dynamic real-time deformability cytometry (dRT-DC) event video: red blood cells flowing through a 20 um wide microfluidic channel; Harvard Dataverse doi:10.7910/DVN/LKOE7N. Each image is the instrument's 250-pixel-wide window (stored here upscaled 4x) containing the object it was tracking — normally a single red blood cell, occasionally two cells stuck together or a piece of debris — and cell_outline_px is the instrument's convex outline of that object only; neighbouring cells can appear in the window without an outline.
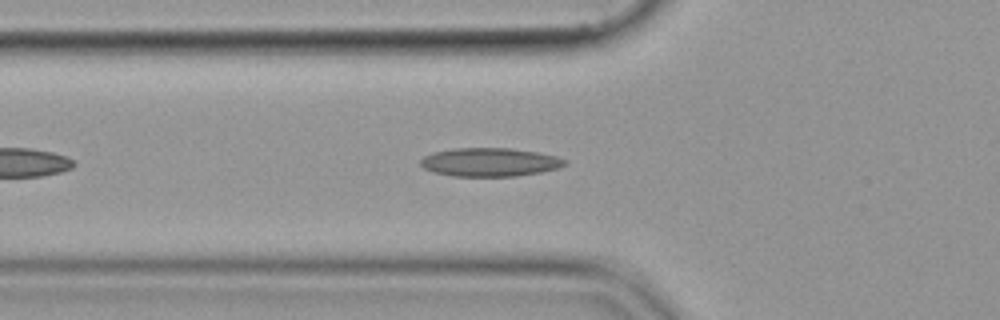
{"species": "common noctule bat (a hibernating species)", "species_latin": "Nyctalus noctula", "temperature_condition": "cold", "stored_images_in_passage": 39, "camera_frame_rate_fps": 3000, "um_per_image_px": 0.085, "animal": {"sex": "female", "body_mass_g": 19.9}, "frame": {"image": 1, "passage_image": 8, "time_ms": 2.333, "image_size_px": [1000, 320], "cell_outline_px": [[568, 164], [560, 168], [540, 172], [516, 176], [452, 176], [436, 172], [424, 168], [420, 164], [420, 160], [424, 156], [432, 152], [452, 148], [512, 148], [536, 152], [556, 156], [564, 160]], "centroid_in_image_um": [41.63, 13.78], "position_along_channel_um": 84.2, "area_um2": 23.99}}
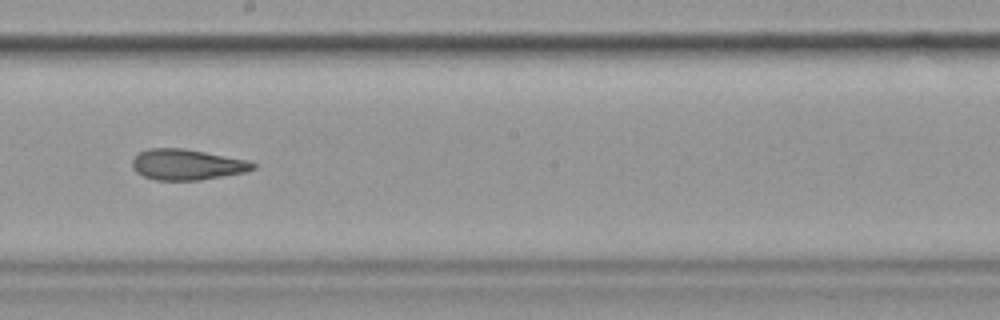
{"frame": {"image": 2, "passage_image": 20, "time_ms": 6.333, "image_size_px": [1000, 320], "cell_outline_px": [[256, 168], [244, 172], [200, 180], [156, 180], [144, 176], [136, 172], [132, 168], [132, 160], [140, 152], [148, 148], [184, 148], [248, 160], [256, 164]], "centroid_in_image_um": [15.88, 13.98], "position_along_channel_um": 232.3, "area_um2": 21.56}}
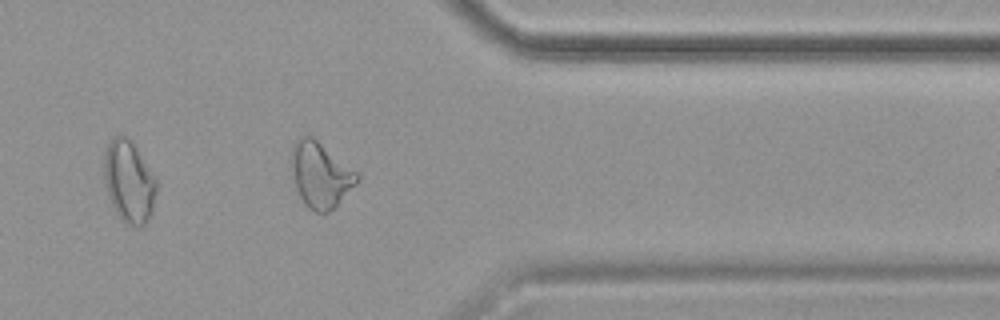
{"frame": {"image": 3, "passage_image": 33, "time_ms": 10.667, "image_size_px": [1000, 320], "cell_outline_px": [[360, 176], [356, 184], [328, 212], [316, 212], [308, 208], [300, 196], [296, 188], [288, 168], [288, 160], [292, 144], [300, 136], [312, 136], [360, 172]], "centroid_in_image_um": [27.19, 14.8], "position_along_channel_um": 384.2, "area_um2": 25.61}}